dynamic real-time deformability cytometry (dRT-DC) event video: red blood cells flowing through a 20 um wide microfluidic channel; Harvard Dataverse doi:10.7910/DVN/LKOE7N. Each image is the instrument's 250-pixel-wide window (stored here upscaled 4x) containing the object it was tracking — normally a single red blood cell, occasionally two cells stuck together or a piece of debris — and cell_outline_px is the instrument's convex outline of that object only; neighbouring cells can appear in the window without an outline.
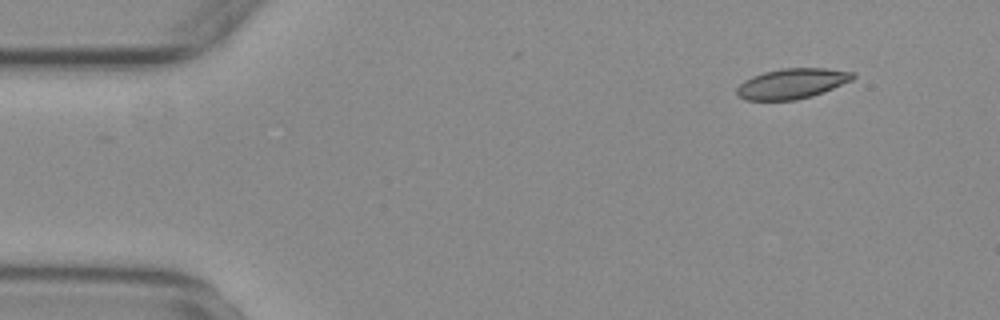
{"species": "common noctule bat (a hibernating species)", "species_latin": "Nyctalus noctula", "temperature_condition": "warm", "stored_images_in_passage": 49, "camera_frame_rate_fps": 3000, "um_per_image_px": 0.085, "animal": {"sex": "female", "body_mass_g": 29.2, "forearm_length_mm": 56.3}, "frame": {"image": 1, "passage_image": 2, "time_ms": 0.333, "image_size_px": [1000, 320], "cell_outline_px": [[856, 76], [852, 80], [824, 92], [812, 96], [796, 100], [744, 100], [736, 92], [736, 88], [744, 80], [752, 76], [764, 72], [780, 68], [828, 68], [856, 72]], "centroid_in_image_um": [67.34, 7.09], "position_along_channel_um": 17.7, "area_um2": 20.63}}
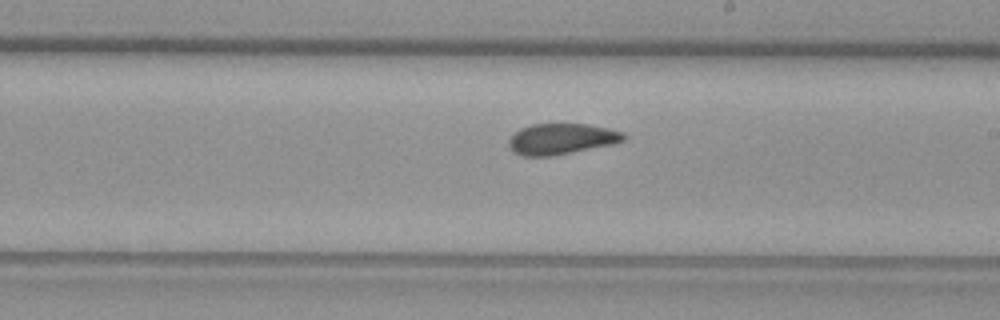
{"frame": {"image": 2, "passage_image": 28, "time_ms": 9.0, "image_size_px": [1000, 320], "cell_outline_px": [[628, 136], [624, 140], [612, 144], [552, 156], [524, 156], [512, 152], [508, 148], [508, 140], [520, 128], [532, 124], [588, 124], [608, 128], [624, 132]], "centroid_in_image_um": [47.71, 11.81], "position_along_channel_um": 241.3, "area_um2": 20.75}}
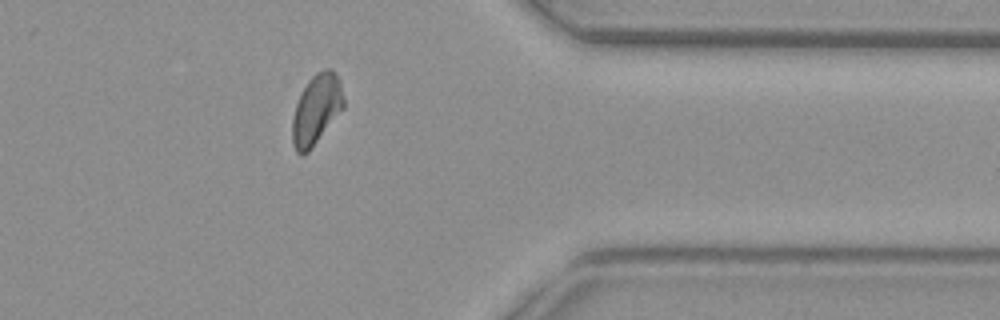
{"frame": {"image": 3, "passage_image": 41, "time_ms": 13.333, "image_size_px": [1000, 320], "cell_outline_px": [[344, 108], [308, 152], [300, 156], [296, 152], [292, 144], [292, 120], [296, 104], [308, 80], [316, 72], [324, 68], [332, 68], [340, 80], [344, 100]], "centroid_in_image_um": [26.9, 9.3], "position_along_channel_um": 384.5, "area_um2": 20.98}, "authors_computed_cell_mechanics": {"area_um2": 20.8658, "velocity_mm_per_s": 3.6897, "shape_relaxation_time_tau1_ms": null, "shape_relaxation_time_tau2_ms": 2.0514, "deformation_change_tau1": null, "deformation_change_tau2": 0.07}}